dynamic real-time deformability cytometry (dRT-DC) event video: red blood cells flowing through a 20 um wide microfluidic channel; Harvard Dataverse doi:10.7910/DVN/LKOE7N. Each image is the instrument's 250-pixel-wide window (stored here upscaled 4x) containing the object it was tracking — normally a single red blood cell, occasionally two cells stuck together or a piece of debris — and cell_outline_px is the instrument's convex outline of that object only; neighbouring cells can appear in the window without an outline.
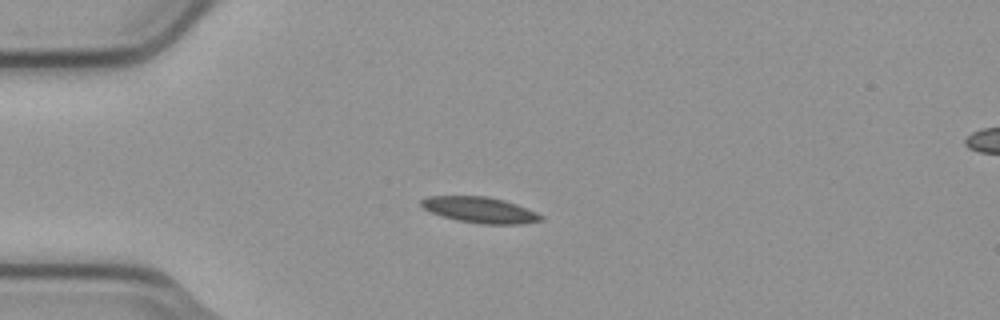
{"species": "common noctule bat (a hibernating species)", "species_latin": "Nyctalus noctula", "temperature_condition": "cold", "stored_images_in_passage": 3, "segment_of_instrument_passage": [1, 2], "camera_frame_rate_fps": 3000, "um_per_image_px": 0.085, "animal": {"sex": "male", "body_mass_g": 23.1, "forearm_length_mm": 52.7}, "frame": {"image": 1, "passage_image": 2, "time_ms": 0.333, "image_size_px": [1000, 320], "cell_outline_px": [[544, 220], [520, 224], [480, 224], [456, 220], [440, 216], [424, 208], [420, 204], [420, 200], [428, 196], [488, 196], [504, 200], [516, 204], [536, 212], [544, 216]], "centroid_in_image_um": [40.8, 17.85], "position_along_channel_um": 44.2, "area_um2": 18.15}}